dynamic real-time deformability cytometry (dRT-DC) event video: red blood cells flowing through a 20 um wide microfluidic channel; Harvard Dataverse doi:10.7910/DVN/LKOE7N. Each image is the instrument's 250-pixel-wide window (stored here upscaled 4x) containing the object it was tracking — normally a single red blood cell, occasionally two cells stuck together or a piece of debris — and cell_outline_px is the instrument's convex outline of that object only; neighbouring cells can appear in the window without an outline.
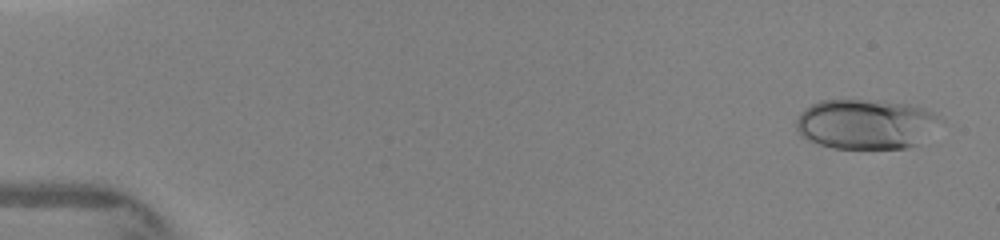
{"species": "human", "species_latin": "Homo sapiens", "temperature_condition": "warm", "stored_images_in_passage": 48, "camera_frame_rate_fps": 3000, "um_per_image_px": 0.085, "donor": {"sex": "female"}, "frame": {"image": 1, "passage_image": 1, "time_ms": 0.0, "image_size_px": [1000, 240], "cell_outline_px": [[944, 120], [920, 144], [908, 148], [832, 148], [820, 144], [800, 136], [796, 128], [796, 120], [800, 112], [812, 104], [820, 100], [880, 100], [908, 104], [924, 108], [940, 116]], "centroid_in_image_um": [73.63, 10.54], "position_along_channel_um": 11.4, "area_um2": 42.31}}
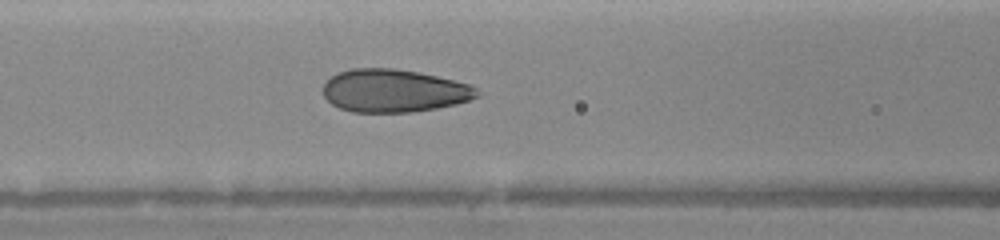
{"frame": {"image": 2, "passage_image": 21, "time_ms": 6.0, "image_size_px": [1000, 240], "cell_outline_px": [[480, 96], [456, 104], [436, 108], [412, 112], [352, 112], [340, 108], [332, 104], [324, 96], [324, 84], [336, 72], [352, 68], [392, 68], [416, 72], [436, 76], [468, 84], [476, 88], [480, 92]], "centroid_in_image_um": [33.47, 7.72], "position_along_channel_um": 133.1, "area_um2": 38.32}}
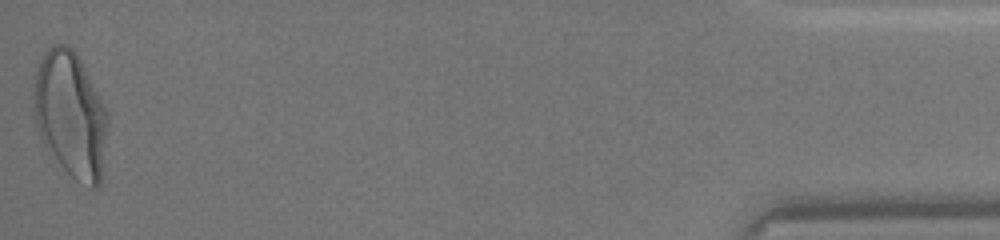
{"frame": {"image": 3, "passage_image": 48, "time_ms": 14.667, "image_size_px": [1000, 240], "cell_outline_px": [[108, 124], [100, 184], [96, 188], [92, 188], [76, 180], [60, 164], [44, 144], [40, 136], [36, 124], [32, 92], [32, 88], [36, 72], [40, 60], [44, 52], [52, 44], [68, 44], [76, 52], [104, 104], [108, 112]], "centroid_in_image_um": [5.99, 9.7], "position_along_channel_um": 429.2, "area_um2": 54.22}}